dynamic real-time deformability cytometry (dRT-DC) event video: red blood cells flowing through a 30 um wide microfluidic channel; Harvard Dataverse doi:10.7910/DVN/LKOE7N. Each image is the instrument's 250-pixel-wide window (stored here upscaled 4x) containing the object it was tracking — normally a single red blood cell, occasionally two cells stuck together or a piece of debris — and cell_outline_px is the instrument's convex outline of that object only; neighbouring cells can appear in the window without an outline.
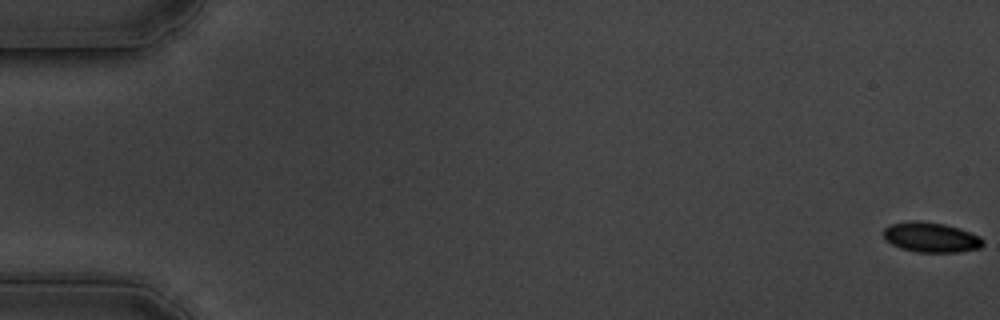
{"species": "common noctule bat (a hibernating species)", "species_latin": "Nyctalus noctula", "temperature_condition": "cold", "stored_images_in_passage": 61, "camera_frame_rate_fps": 3000, "um_per_image_px": 0.085, "animal": {"sex": "male", "body_mass_g": 19.5, "forearm_length_mm": 54.6}, "frame": {"image": 1, "passage_image": 1, "time_ms": 0.0, "image_size_px": [1000, 320], "cell_outline_px": [[984, 244], [980, 248], [960, 252], [916, 252], [900, 248], [884, 240], [880, 232], [888, 224], [912, 220], [916, 220], [944, 224], [960, 228], [980, 236], [984, 240]], "centroid_in_image_um": [79.09, 20.16], "position_along_channel_um": 5.9, "area_um2": 17.8}}
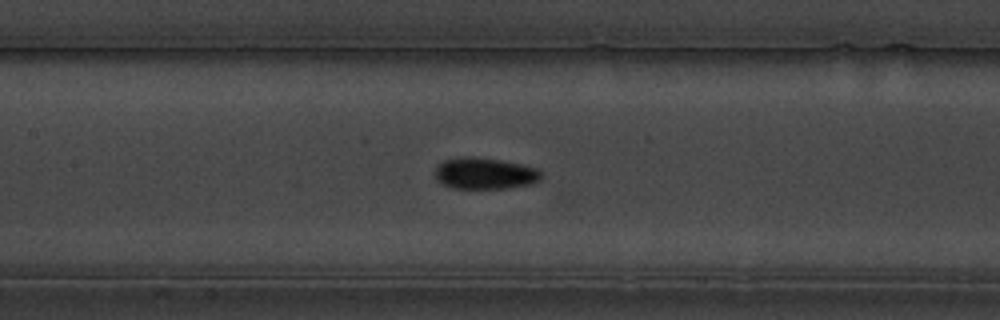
{"frame": {"image": 2, "passage_image": 29, "time_ms": 9.333, "image_size_px": [1000, 320], "cell_outline_px": [[544, 176], [540, 180], [532, 184], [508, 188], [452, 188], [436, 180], [436, 168], [444, 160], [464, 156], [472, 156], [500, 160], [520, 164], [536, 168], [544, 172]], "centroid_in_image_um": [41.26, 14.74], "position_along_channel_um": 166.1, "area_um2": 19.54}}
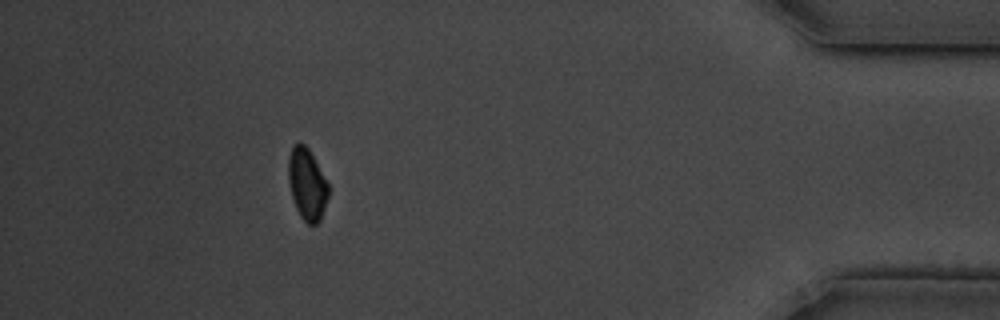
{"frame": {"image": 3, "passage_image": 55, "time_ms": 18.0, "image_size_px": [1000, 320], "cell_outline_px": [[328, 196], [320, 220], [316, 224], [308, 224], [300, 216], [296, 208], [292, 196], [288, 180], [288, 156], [292, 148], [296, 144], [304, 144], [308, 148], [328, 184]], "centroid_in_image_um": [26.08, 15.67], "position_along_channel_um": 409.1, "area_um2": 16.36}, "authors_computed_cell_mechanics": {"area_um2": 18.207, "velocity_mm_per_s": 3.3836, "shape_relaxation_time_tau1_ms": 6.629, "shape_relaxation_time_tau2_ms": 4.0122, "deformation_change_tau1": 0.088, "deformation_change_tau2": 0.0629}}